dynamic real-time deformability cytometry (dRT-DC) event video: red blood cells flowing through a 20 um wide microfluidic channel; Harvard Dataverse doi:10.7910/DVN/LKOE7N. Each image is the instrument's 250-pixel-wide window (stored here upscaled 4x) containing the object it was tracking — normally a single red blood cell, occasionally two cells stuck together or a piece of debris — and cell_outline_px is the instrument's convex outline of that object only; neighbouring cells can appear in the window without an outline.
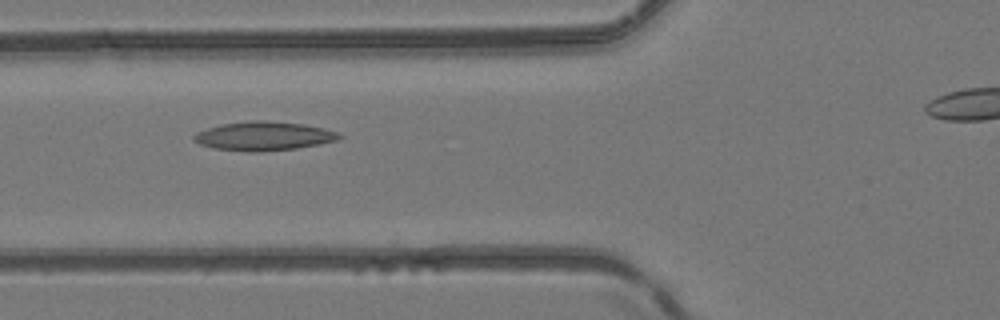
{"species": "common noctule bat (a hibernating species)", "species_latin": "Nyctalus noctula", "temperature_condition": "room temperature", "stored_images_in_passage": 4, "camera_frame_rate_fps": 3000, "um_per_image_px": 0.085, "animal": {"sex": "female", "body_mass_g": 24.6, "forearm_length_mm": 56.2}, "frame": {"image": 1, "passage_image": 4, "time_ms": 3.333, "image_size_px": [1000, 320], "cell_outline_px": [[344, 136], [340, 140], [320, 144], [296, 148], [260, 152], [248, 152], [212, 148], [200, 144], [192, 140], [192, 136], [196, 132], [220, 124], [248, 120], [264, 120], [304, 124], [324, 128], [340, 132]], "centroid_in_image_um": [22.43, 11.56], "position_along_channel_um": 103.4, "area_um2": 24.91}}